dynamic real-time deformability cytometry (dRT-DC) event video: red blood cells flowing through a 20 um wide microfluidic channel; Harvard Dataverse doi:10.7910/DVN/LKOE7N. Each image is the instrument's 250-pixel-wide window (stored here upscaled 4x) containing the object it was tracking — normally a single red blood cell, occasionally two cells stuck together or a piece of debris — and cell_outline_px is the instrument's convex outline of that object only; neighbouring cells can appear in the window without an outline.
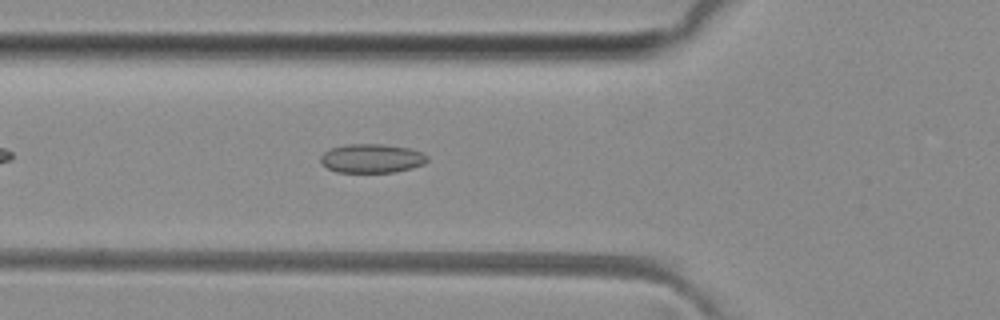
{"species": "common noctule bat (a hibernating species)", "species_latin": "Nyctalus noctula", "temperature_condition": "room temperature", "stored_images_in_passage": 39, "camera_frame_rate_fps": 3000, "um_per_image_px": 0.085, "animal": {"sex": "female", "body_mass_g": 29.2, "forearm_length_mm": 56.3}, "frame": {"image": 1, "passage_image": 7, "time_ms": 2.0, "image_size_px": [1000, 320], "cell_outline_px": [[428, 160], [424, 164], [412, 168], [396, 172], [336, 172], [320, 164], [320, 156], [324, 152], [332, 148], [348, 144], [380, 144], [412, 148], [424, 152], [428, 156]], "centroid_in_image_um": [31.63, 13.46], "position_along_channel_um": 94.2, "area_um2": 18.21}}
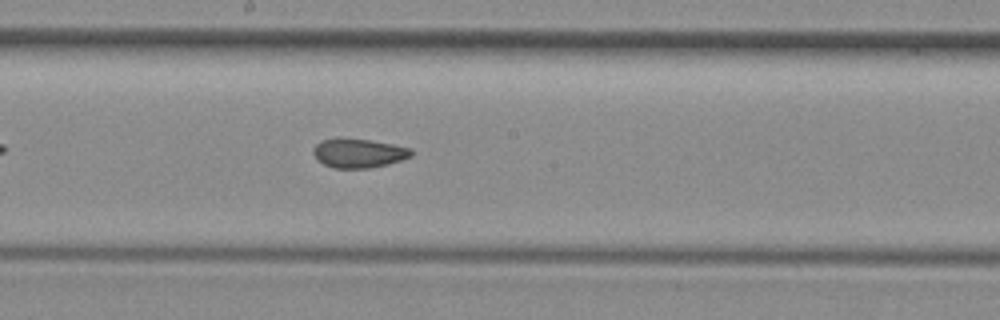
{"frame": {"image": 2, "passage_image": 16, "time_ms": 5.0, "image_size_px": [1000, 320], "cell_outline_px": [[412, 156], [388, 164], [368, 168], [332, 168], [324, 164], [312, 152], [312, 148], [320, 140], [368, 140], [392, 144], [412, 148]], "centroid_in_image_um": [30.51, 13.04], "position_along_channel_um": 217.7, "area_um2": 16.13}}
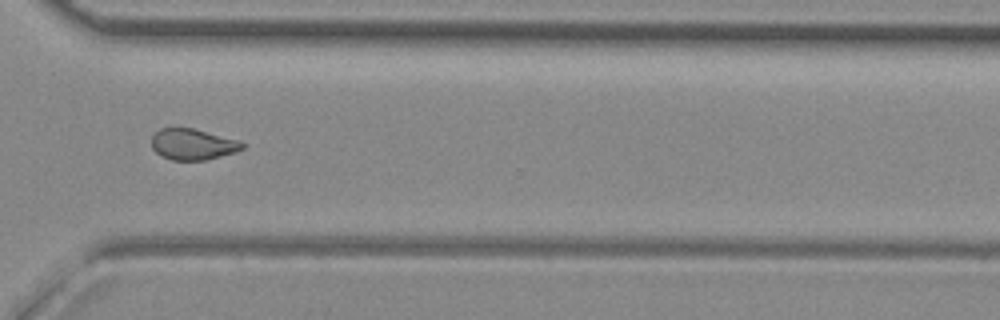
{"frame": {"image": 3, "passage_image": 26, "time_ms": 8.333, "image_size_px": [1000, 320], "cell_outline_px": [[244, 148], [220, 156], [204, 160], [172, 160], [160, 156], [152, 148], [152, 136], [160, 128], [192, 128], [240, 140], [244, 144]], "centroid_in_image_um": [16.36, 12.26], "position_along_channel_um": 354.2, "area_um2": 16.3}, "authors_computed_cell_mechanics": {"area_um2": 17.1088, "velocity_mm_per_s": 4.0979, "shape_relaxation_time_tau1_ms": null, "shape_relaxation_time_tau2_ms": 2.107, "deformation_change_tau1": null, "deformation_change_tau2": 0.0738}}